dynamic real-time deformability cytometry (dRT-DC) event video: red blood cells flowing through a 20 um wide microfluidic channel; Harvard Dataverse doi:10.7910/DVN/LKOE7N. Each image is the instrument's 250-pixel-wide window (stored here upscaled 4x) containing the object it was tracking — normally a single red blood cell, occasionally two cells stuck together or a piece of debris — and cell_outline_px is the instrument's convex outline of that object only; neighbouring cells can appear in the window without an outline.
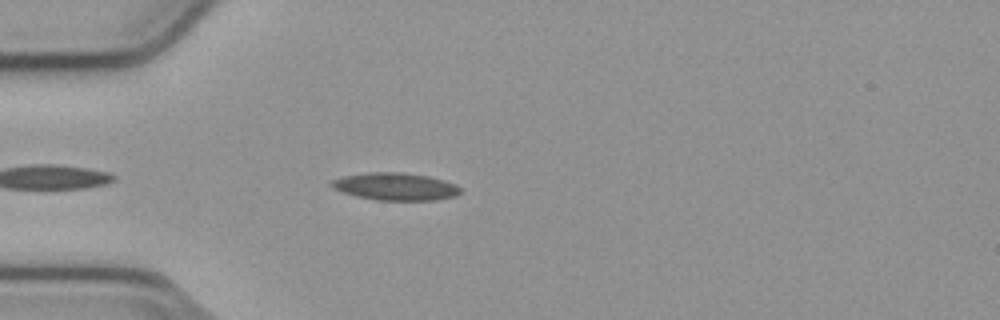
{"species": "common noctule bat (a hibernating species)", "species_latin": "Nyctalus noctula", "temperature_condition": "cold", "stored_images_in_passage": 9, "camera_frame_rate_fps": 3000, "um_per_image_px": 0.085, "animal": {"sex": "male", "body_mass_g": 23.1, "forearm_length_mm": 52.7}, "frame": {"image": 1, "passage_image": 4, "time_ms": 1.0, "image_size_px": [1000, 320], "cell_outline_px": [[460, 192], [456, 196], [436, 200], [376, 200], [356, 196], [332, 188], [328, 184], [332, 180], [344, 176], [372, 172], [400, 172], [428, 176], [444, 180], [456, 184], [460, 188]], "centroid_in_image_um": [33.61, 15.86], "position_along_channel_um": 51.4, "area_um2": 20.58}}